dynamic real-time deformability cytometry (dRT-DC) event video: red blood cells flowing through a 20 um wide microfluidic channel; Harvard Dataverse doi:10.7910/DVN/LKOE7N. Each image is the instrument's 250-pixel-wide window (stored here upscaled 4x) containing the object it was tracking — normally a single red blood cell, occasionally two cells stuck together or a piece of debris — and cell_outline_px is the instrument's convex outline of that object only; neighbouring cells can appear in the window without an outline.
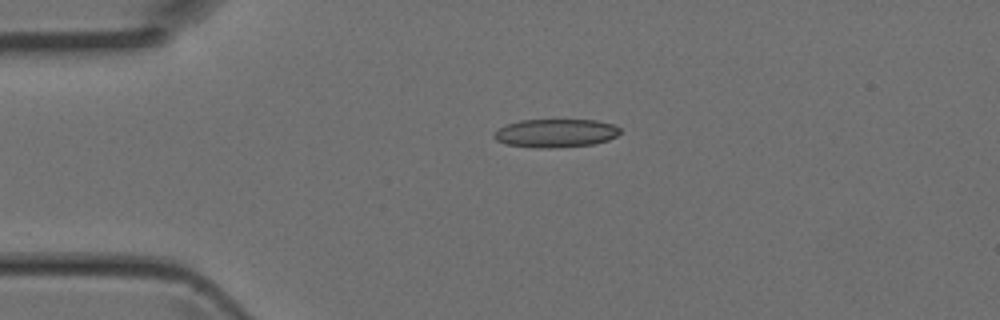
{"species": "Egyptian fruit bat (a non-hibernating species)", "species_latin": "Rousettus aegyptiacus", "temperature_condition": "room temperature", "stored_images_in_passage": 5, "camera_frame_rate_fps": 3000, "um_per_image_px": 0.085, "animal": {"sex": "female"}, "frame": {"image": 1, "passage_image": 3, "time_ms": 0.667, "image_size_px": [1000, 320], "cell_outline_px": [[620, 132], [616, 136], [608, 140], [592, 144], [556, 148], [532, 148], [504, 144], [496, 140], [492, 136], [492, 132], [508, 124], [520, 120], [596, 120], [612, 124], [620, 128]], "centroid_in_image_um": [47.19, 11.33], "position_along_channel_um": 37.8, "area_um2": 20.98}}
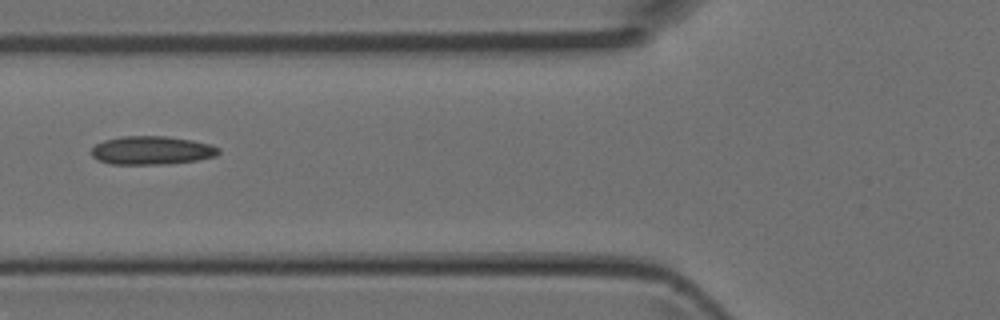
{"frame": {"image": 2, "passage_image": 5, "time_ms": 1.333, "image_size_px": [1000, 320], "cell_outline_px": [[220, 152], [216, 156], [196, 160], [160, 164], [112, 164], [100, 160], [92, 156], [92, 148], [96, 144], [104, 140], [120, 136], [164, 136], [192, 140], [212, 144], [220, 148]], "centroid_in_image_um": [12.92, 12.77], "position_along_channel_um": 112.9, "area_um2": 20.98}}